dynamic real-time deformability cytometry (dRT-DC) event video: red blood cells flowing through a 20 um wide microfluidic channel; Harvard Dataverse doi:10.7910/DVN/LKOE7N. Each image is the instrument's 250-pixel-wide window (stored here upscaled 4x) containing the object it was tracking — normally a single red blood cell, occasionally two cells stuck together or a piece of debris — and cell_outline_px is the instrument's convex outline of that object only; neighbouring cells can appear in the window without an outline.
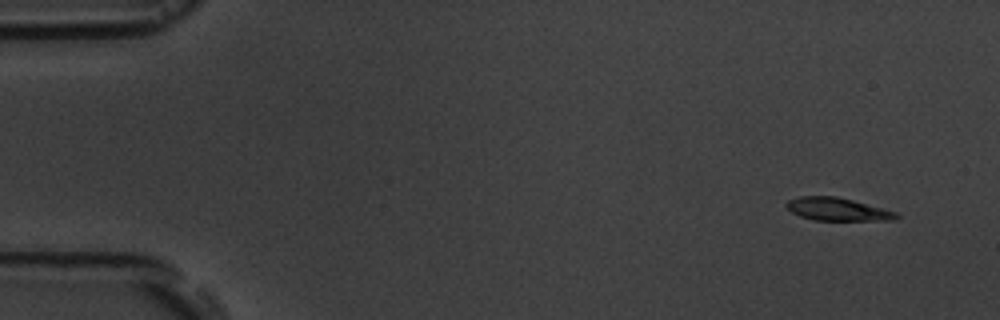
{"species": "common noctule bat (a hibernating species)", "species_latin": "Nyctalus noctula", "temperature_condition": "room temperature", "stored_images_in_passage": 5, "camera_frame_rate_fps": 3000, "um_per_image_px": 0.085, "animal": {"sex": "male", "body_mass_g": 19.5, "forearm_length_mm": 54.6}, "frame": {"image": 1, "passage_image": 1, "time_ms": 0.0, "image_size_px": [1000, 320], "cell_outline_px": [[900, 216], [896, 220], [812, 220], [800, 216], [792, 212], [784, 204], [788, 200], [800, 196], [836, 196], [852, 200], [896, 212]], "centroid_in_image_um": [71.16, 17.79], "position_along_channel_um": 13.8, "area_um2": 14.57}}
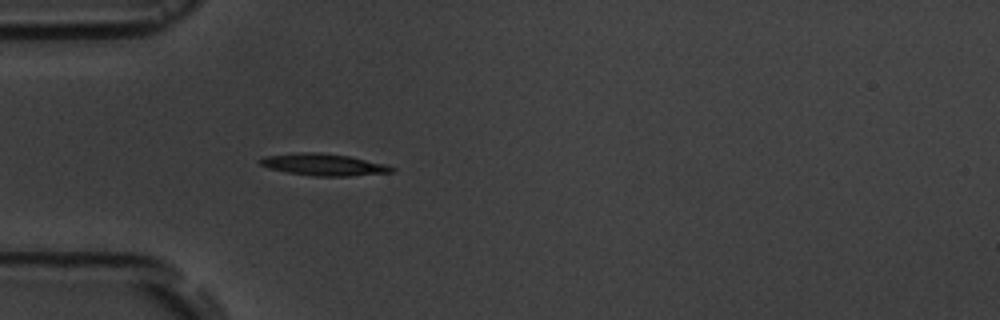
{"frame": {"image": 2, "passage_image": 5, "time_ms": 4.333, "image_size_px": [1000, 320], "cell_outline_px": [[396, 172], [348, 176], [312, 176], [288, 172], [268, 168], [260, 164], [256, 160], [264, 156], [296, 152], [320, 152], [348, 156], [384, 164], [396, 168]], "centroid_in_image_um": [27.47, 13.99], "position_along_channel_um": 57.5, "area_um2": 16.88}}